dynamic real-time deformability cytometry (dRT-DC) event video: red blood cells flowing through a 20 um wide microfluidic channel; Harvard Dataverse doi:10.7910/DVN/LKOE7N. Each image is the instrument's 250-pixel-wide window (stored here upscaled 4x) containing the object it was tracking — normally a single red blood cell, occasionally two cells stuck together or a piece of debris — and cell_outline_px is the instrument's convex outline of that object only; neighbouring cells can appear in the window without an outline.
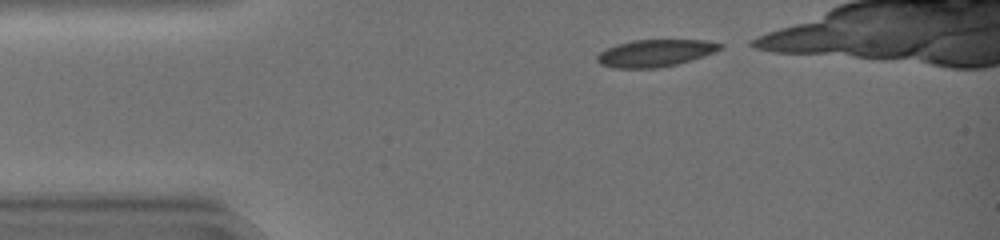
{"species": "common noctule bat (a hibernating species)", "species_latin": "Nyctalus noctula", "temperature_condition": "warm", "stored_images_in_passage": 34, "camera_frame_rate_fps": 3000, "um_per_image_px": 0.085, "animal": {"sex": "female", "body_mass_g": 19.0, "forearm_length_mm": 51.5}, "frame": {"image": 1, "passage_image": 2, "time_ms": 0.333, "image_size_px": [1000, 240], "cell_outline_px": [[724, 44], [720, 48], [712, 52], [676, 64], [660, 68], [616, 68], [600, 64], [596, 60], [596, 56], [600, 52], [616, 44], [632, 40], [704, 40]], "centroid_in_image_um": [55.62, 4.51], "position_along_channel_um": 29.4, "area_um2": 19.13}}
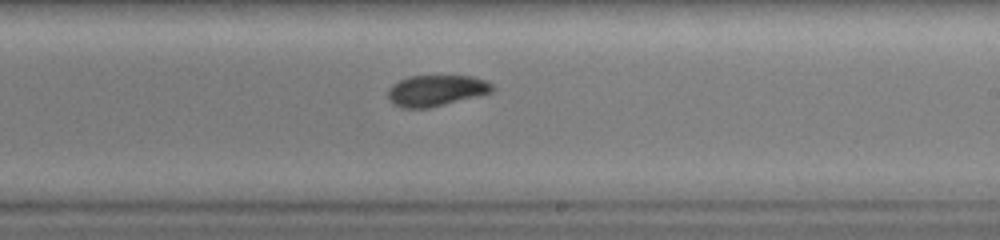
{"frame": {"image": 2, "passage_image": 21, "time_ms": 6.667, "image_size_px": [1000, 240], "cell_outline_px": [[496, 88], [492, 92], [480, 96], [428, 108], [404, 108], [392, 104], [388, 96], [388, 88], [392, 84], [408, 76], [472, 76], [488, 80]], "centroid_in_image_um": [37.11, 7.69], "position_along_channel_um": 251.9, "area_um2": 19.13}}
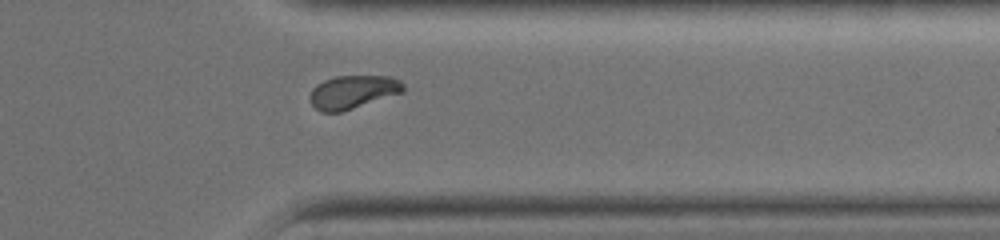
{"frame": {"image": 3, "passage_image": 30, "time_ms": 9.667, "image_size_px": [1000, 240], "cell_outline_px": [[404, 92], [340, 112], [320, 112], [312, 104], [308, 96], [312, 88], [316, 84], [324, 80], [336, 76], [392, 76], [400, 80], [404, 84]], "centroid_in_image_um": [29.98, 7.81], "position_along_channel_um": 381.4, "area_um2": 18.21}}